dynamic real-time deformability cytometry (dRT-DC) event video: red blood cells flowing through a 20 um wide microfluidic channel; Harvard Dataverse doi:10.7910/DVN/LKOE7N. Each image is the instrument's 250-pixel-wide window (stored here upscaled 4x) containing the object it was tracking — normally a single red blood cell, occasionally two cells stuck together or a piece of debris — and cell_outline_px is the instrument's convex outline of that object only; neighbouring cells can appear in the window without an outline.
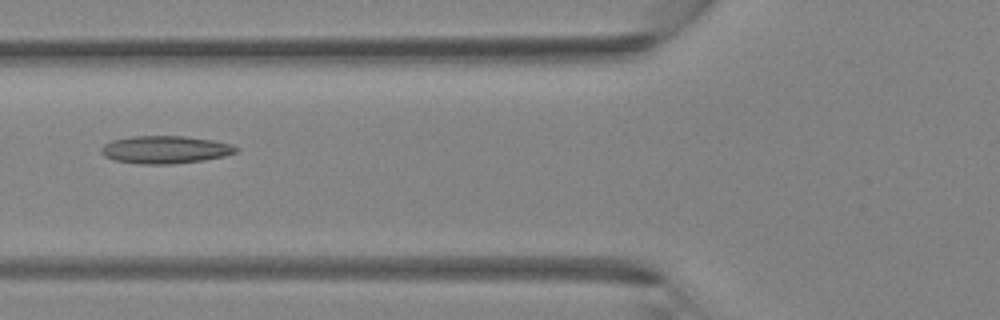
{"species": "Egyptian fruit bat (a non-hibernating species)", "species_latin": "Rousettus aegyptiacus", "temperature_condition": "room temperature", "stored_images_in_passage": 4, "camera_frame_rate_fps": 3000, "um_per_image_px": 0.085, "animal": {"sex": "female"}, "frame": {"image": 1, "passage_image": 4, "time_ms": 1.0, "image_size_px": [1000, 320], "cell_outline_px": [[240, 148], [236, 152], [224, 156], [204, 160], [172, 164], [140, 164], [116, 160], [104, 156], [100, 152], [100, 148], [104, 144], [112, 140], [132, 136], [184, 136], [212, 140], [232, 144]], "centroid_in_image_um": [14.04, 12.72], "position_along_channel_um": 111.8, "area_um2": 21.79}}